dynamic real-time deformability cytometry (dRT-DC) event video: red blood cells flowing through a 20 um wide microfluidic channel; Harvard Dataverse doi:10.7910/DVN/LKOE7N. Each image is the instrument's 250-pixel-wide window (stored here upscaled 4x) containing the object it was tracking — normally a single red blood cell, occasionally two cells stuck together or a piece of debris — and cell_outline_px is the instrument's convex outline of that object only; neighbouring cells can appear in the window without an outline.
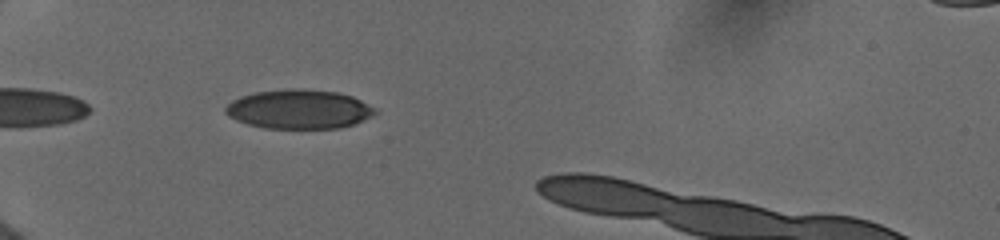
{"species": "human", "species_latin": "Homo sapiens", "temperature_condition": "cold", "stored_images_in_passage": 7, "camera_frame_rate_fps": 3000, "um_per_image_px": 0.085, "donor": {"sex": "female"}, "frame": {"image": 1, "passage_image": 3, "time_ms": 0.667, "image_size_px": [1000, 240], "cell_outline_px": [[380, 112], [372, 116], [352, 124], [340, 128], [264, 128], [248, 124], [236, 120], [228, 116], [224, 112], [224, 108], [232, 100], [240, 96], [256, 92], [288, 88], [304, 88], [336, 92], [352, 96], [376, 108]], "centroid_in_image_um": [25.4, 9.27], "position_along_channel_um": 59.6, "area_um2": 34.33}}
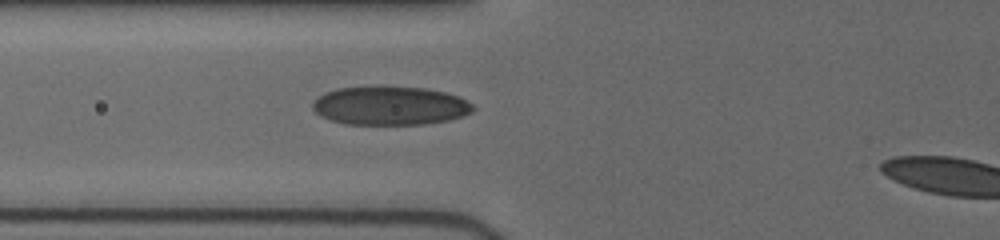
{"frame": {"image": 2, "passage_image": 7, "time_ms": 2.0, "image_size_px": [1000, 240], "cell_outline_px": [[476, 108], [472, 112], [448, 120], [424, 124], [344, 124], [320, 116], [312, 108], [312, 104], [320, 96], [336, 88], [384, 84], [424, 88], [444, 92], [460, 96], [472, 104]], "centroid_in_image_um": [33.16, 8.95], "position_along_channel_um": 92.6, "area_um2": 36.7}}